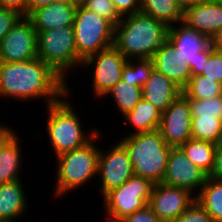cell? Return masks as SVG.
<instances>
[{
  "label": "cell",
  "instance_id": "cell-1",
  "mask_svg": "<svg viewBox=\"0 0 222 222\" xmlns=\"http://www.w3.org/2000/svg\"><path fill=\"white\" fill-rule=\"evenodd\" d=\"M68 83L38 58L25 62H0V99L33 102L31 99L42 101V98V102L48 106L69 92Z\"/></svg>",
  "mask_w": 222,
  "mask_h": 222
},
{
  "label": "cell",
  "instance_id": "cell-2",
  "mask_svg": "<svg viewBox=\"0 0 222 222\" xmlns=\"http://www.w3.org/2000/svg\"><path fill=\"white\" fill-rule=\"evenodd\" d=\"M169 27L138 12L122 17L114 27L113 46L127 59H152L167 40Z\"/></svg>",
  "mask_w": 222,
  "mask_h": 222
},
{
  "label": "cell",
  "instance_id": "cell-3",
  "mask_svg": "<svg viewBox=\"0 0 222 222\" xmlns=\"http://www.w3.org/2000/svg\"><path fill=\"white\" fill-rule=\"evenodd\" d=\"M71 89L69 86V92L62 99L45 106L47 110L45 129L48 142L55 154L54 157L83 147L100 132L99 129L93 127L89 131H85L82 118L78 112L76 113L75 105L69 98L72 95Z\"/></svg>",
  "mask_w": 222,
  "mask_h": 222
},
{
  "label": "cell",
  "instance_id": "cell-4",
  "mask_svg": "<svg viewBox=\"0 0 222 222\" xmlns=\"http://www.w3.org/2000/svg\"><path fill=\"white\" fill-rule=\"evenodd\" d=\"M100 131L90 142L83 147L62 153L55 157L56 162V181L52 191L53 198L67 196L95 180L98 173V161L100 147L98 143L103 137ZM97 142V144H96ZM96 144V145H95ZM58 165V166H57Z\"/></svg>",
  "mask_w": 222,
  "mask_h": 222
},
{
  "label": "cell",
  "instance_id": "cell-5",
  "mask_svg": "<svg viewBox=\"0 0 222 222\" xmlns=\"http://www.w3.org/2000/svg\"><path fill=\"white\" fill-rule=\"evenodd\" d=\"M122 135L119 142L129 154L135 176L153 184L162 183L172 147L166 144L159 130Z\"/></svg>",
  "mask_w": 222,
  "mask_h": 222
},
{
  "label": "cell",
  "instance_id": "cell-6",
  "mask_svg": "<svg viewBox=\"0 0 222 222\" xmlns=\"http://www.w3.org/2000/svg\"><path fill=\"white\" fill-rule=\"evenodd\" d=\"M36 44L37 58L50 65L66 81L71 72L72 75L75 72L74 76L79 74L83 60L77 53L73 26L37 31Z\"/></svg>",
  "mask_w": 222,
  "mask_h": 222
},
{
  "label": "cell",
  "instance_id": "cell-7",
  "mask_svg": "<svg viewBox=\"0 0 222 222\" xmlns=\"http://www.w3.org/2000/svg\"><path fill=\"white\" fill-rule=\"evenodd\" d=\"M114 27L110 21L79 3L73 23L78 56L84 61L91 55L113 46Z\"/></svg>",
  "mask_w": 222,
  "mask_h": 222
},
{
  "label": "cell",
  "instance_id": "cell-8",
  "mask_svg": "<svg viewBox=\"0 0 222 222\" xmlns=\"http://www.w3.org/2000/svg\"><path fill=\"white\" fill-rule=\"evenodd\" d=\"M153 186L150 180L134 175L121 186L107 192L101 197L107 222H120L135 211L146 207Z\"/></svg>",
  "mask_w": 222,
  "mask_h": 222
},
{
  "label": "cell",
  "instance_id": "cell-9",
  "mask_svg": "<svg viewBox=\"0 0 222 222\" xmlns=\"http://www.w3.org/2000/svg\"><path fill=\"white\" fill-rule=\"evenodd\" d=\"M167 40L181 61L189 65L192 76L202 75L203 65L213 51L210 38L181 22L169 27Z\"/></svg>",
  "mask_w": 222,
  "mask_h": 222
},
{
  "label": "cell",
  "instance_id": "cell-10",
  "mask_svg": "<svg viewBox=\"0 0 222 222\" xmlns=\"http://www.w3.org/2000/svg\"><path fill=\"white\" fill-rule=\"evenodd\" d=\"M126 63L127 59L114 46L101 50L83 61L81 68L92 70L91 91L94 92L95 99H105L106 93L121 80Z\"/></svg>",
  "mask_w": 222,
  "mask_h": 222
},
{
  "label": "cell",
  "instance_id": "cell-11",
  "mask_svg": "<svg viewBox=\"0 0 222 222\" xmlns=\"http://www.w3.org/2000/svg\"><path fill=\"white\" fill-rule=\"evenodd\" d=\"M113 145V146H112ZM108 150L100 148L98 173L100 193L102 197L110 190L121 186L130 177L134 176L132 161L126 148L115 142Z\"/></svg>",
  "mask_w": 222,
  "mask_h": 222
},
{
  "label": "cell",
  "instance_id": "cell-12",
  "mask_svg": "<svg viewBox=\"0 0 222 222\" xmlns=\"http://www.w3.org/2000/svg\"><path fill=\"white\" fill-rule=\"evenodd\" d=\"M37 31L22 16L0 41V62H25L37 58Z\"/></svg>",
  "mask_w": 222,
  "mask_h": 222
},
{
  "label": "cell",
  "instance_id": "cell-13",
  "mask_svg": "<svg viewBox=\"0 0 222 222\" xmlns=\"http://www.w3.org/2000/svg\"><path fill=\"white\" fill-rule=\"evenodd\" d=\"M191 106L189 99L182 93L162 112L159 132L171 147H180L192 138Z\"/></svg>",
  "mask_w": 222,
  "mask_h": 222
},
{
  "label": "cell",
  "instance_id": "cell-14",
  "mask_svg": "<svg viewBox=\"0 0 222 222\" xmlns=\"http://www.w3.org/2000/svg\"><path fill=\"white\" fill-rule=\"evenodd\" d=\"M208 175L192 163L180 147H172L162 183L190 191L197 196Z\"/></svg>",
  "mask_w": 222,
  "mask_h": 222
},
{
  "label": "cell",
  "instance_id": "cell-15",
  "mask_svg": "<svg viewBox=\"0 0 222 222\" xmlns=\"http://www.w3.org/2000/svg\"><path fill=\"white\" fill-rule=\"evenodd\" d=\"M195 200L196 196L186 189L157 183L152 188L148 206L162 222H173Z\"/></svg>",
  "mask_w": 222,
  "mask_h": 222
},
{
  "label": "cell",
  "instance_id": "cell-16",
  "mask_svg": "<svg viewBox=\"0 0 222 222\" xmlns=\"http://www.w3.org/2000/svg\"><path fill=\"white\" fill-rule=\"evenodd\" d=\"M183 23L211 38L222 29V0H203L187 8Z\"/></svg>",
  "mask_w": 222,
  "mask_h": 222
},
{
  "label": "cell",
  "instance_id": "cell-17",
  "mask_svg": "<svg viewBox=\"0 0 222 222\" xmlns=\"http://www.w3.org/2000/svg\"><path fill=\"white\" fill-rule=\"evenodd\" d=\"M77 5L71 0H59L32 10L26 17L36 31L73 26Z\"/></svg>",
  "mask_w": 222,
  "mask_h": 222
},
{
  "label": "cell",
  "instance_id": "cell-18",
  "mask_svg": "<svg viewBox=\"0 0 222 222\" xmlns=\"http://www.w3.org/2000/svg\"><path fill=\"white\" fill-rule=\"evenodd\" d=\"M154 69L164 74L182 90L187 86L192 73L188 64H184L173 45L166 40L152 57Z\"/></svg>",
  "mask_w": 222,
  "mask_h": 222
},
{
  "label": "cell",
  "instance_id": "cell-19",
  "mask_svg": "<svg viewBox=\"0 0 222 222\" xmlns=\"http://www.w3.org/2000/svg\"><path fill=\"white\" fill-rule=\"evenodd\" d=\"M22 183L23 179L0 185V221L24 220L29 202Z\"/></svg>",
  "mask_w": 222,
  "mask_h": 222
},
{
  "label": "cell",
  "instance_id": "cell-20",
  "mask_svg": "<svg viewBox=\"0 0 222 222\" xmlns=\"http://www.w3.org/2000/svg\"><path fill=\"white\" fill-rule=\"evenodd\" d=\"M183 93L182 89L156 69L142 87L143 99L164 112Z\"/></svg>",
  "mask_w": 222,
  "mask_h": 222
},
{
  "label": "cell",
  "instance_id": "cell-21",
  "mask_svg": "<svg viewBox=\"0 0 222 222\" xmlns=\"http://www.w3.org/2000/svg\"><path fill=\"white\" fill-rule=\"evenodd\" d=\"M17 132L14 131L0 147V185L23 179V147Z\"/></svg>",
  "mask_w": 222,
  "mask_h": 222
},
{
  "label": "cell",
  "instance_id": "cell-22",
  "mask_svg": "<svg viewBox=\"0 0 222 222\" xmlns=\"http://www.w3.org/2000/svg\"><path fill=\"white\" fill-rule=\"evenodd\" d=\"M161 116L162 112L158 108L142 98L130 112L123 116V123H126L125 128L130 127L132 129L125 135L157 130Z\"/></svg>",
  "mask_w": 222,
  "mask_h": 222
},
{
  "label": "cell",
  "instance_id": "cell-23",
  "mask_svg": "<svg viewBox=\"0 0 222 222\" xmlns=\"http://www.w3.org/2000/svg\"><path fill=\"white\" fill-rule=\"evenodd\" d=\"M140 12L152 16L168 27L183 22V11L175 0H141Z\"/></svg>",
  "mask_w": 222,
  "mask_h": 222
},
{
  "label": "cell",
  "instance_id": "cell-24",
  "mask_svg": "<svg viewBox=\"0 0 222 222\" xmlns=\"http://www.w3.org/2000/svg\"><path fill=\"white\" fill-rule=\"evenodd\" d=\"M217 144L209 141L189 139L180 148L188 159L209 175L214 166V152Z\"/></svg>",
  "mask_w": 222,
  "mask_h": 222
},
{
  "label": "cell",
  "instance_id": "cell-25",
  "mask_svg": "<svg viewBox=\"0 0 222 222\" xmlns=\"http://www.w3.org/2000/svg\"><path fill=\"white\" fill-rule=\"evenodd\" d=\"M112 97L116 110L122 117L130 112L138 101L143 98L142 88L122 79L105 95Z\"/></svg>",
  "mask_w": 222,
  "mask_h": 222
},
{
  "label": "cell",
  "instance_id": "cell-26",
  "mask_svg": "<svg viewBox=\"0 0 222 222\" xmlns=\"http://www.w3.org/2000/svg\"><path fill=\"white\" fill-rule=\"evenodd\" d=\"M196 200L215 222L222 220V180L207 177Z\"/></svg>",
  "mask_w": 222,
  "mask_h": 222
},
{
  "label": "cell",
  "instance_id": "cell-27",
  "mask_svg": "<svg viewBox=\"0 0 222 222\" xmlns=\"http://www.w3.org/2000/svg\"><path fill=\"white\" fill-rule=\"evenodd\" d=\"M188 99H209L222 95V85L203 75L191 76L187 86L182 90Z\"/></svg>",
  "mask_w": 222,
  "mask_h": 222
},
{
  "label": "cell",
  "instance_id": "cell-28",
  "mask_svg": "<svg viewBox=\"0 0 222 222\" xmlns=\"http://www.w3.org/2000/svg\"><path fill=\"white\" fill-rule=\"evenodd\" d=\"M192 139L219 144L222 141V120L219 118H192Z\"/></svg>",
  "mask_w": 222,
  "mask_h": 222
},
{
  "label": "cell",
  "instance_id": "cell-29",
  "mask_svg": "<svg viewBox=\"0 0 222 222\" xmlns=\"http://www.w3.org/2000/svg\"><path fill=\"white\" fill-rule=\"evenodd\" d=\"M153 70L154 63L152 59H130L123 67L121 79L142 88Z\"/></svg>",
  "mask_w": 222,
  "mask_h": 222
},
{
  "label": "cell",
  "instance_id": "cell-30",
  "mask_svg": "<svg viewBox=\"0 0 222 222\" xmlns=\"http://www.w3.org/2000/svg\"><path fill=\"white\" fill-rule=\"evenodd\" d=\"M192 118H219L222 120V95L209 99H189Z\"/></svg>",
  "mask_w": 222,
  "mask_h": 222
},
{
  "label": "cell",
  "instance_id": "cell-31",
  "mask_svg": "<svg viewBox=\"0 0 222 222\" xmlns=\"http://www.w3.org/2000/svg\"><path fill=\"white\" fill-rule=\"evenodd\" d=\"M81 4L94 11L97 15L104 17L114 26L122 20V17L117 12L112 0H83Z\"/></svg>",
  "mask_w": 222,
  "mask_h": 222
},
{
  "label": "cell",
  "instance_id": "cell-32",
  "mask_svg": "<svg viewBox=\"0 0 222 222\" xmlns=\"http://www.w3.org/2000/svg\"><path fill=\"white\" fill-rule=\"evenodd\" d=\"M173 222H215L210 214L195 200Z\"/></svg>",
  "mask_w": 222,
  "mask_h": 222
},
{
  "label": "cell",
  "instance_id": "cell-33",
  "mask_svg": "<svg viewBox=\"0 0 222 222\" xmlns=\"http://www.w3.org/2000/svg\"><path fill=\"white\" fill-rule=\"evenodd\" d=\"M202 75L222 85V52L212 51L203 65Z\"/></svg>",
  "mask_w": 222,
  "mask_h": 222
},
{
  "label": "cell",
  "instance_id": "cell-34",
  "mask_svg": "<svg viewBox=\"0 0 222 222\" xmlns=\"http://www.w3.org/2000/svg\"><path fill=\"white\" fill-rule=\"evenodd\" d=\"M22 17L18 12L0 7V41Z\"/></svg>",
  "mask_w": 222,
  "mask_h": 222
},
{
  "label": "cell",
  "instance_id": "cell-35",
  "mask_svg": "<svg viewBox=\"0 0 222 222\" xmlns=\"http://www.w3.org/2000/svg\"><path fill=\"white\" fill-rule=\"evenodd\" d=\"M120 222H162L153 210L147 205L141 210L125 217Z\"/></svg>",
  "mask_w": 222,
  "mask_h": 222
},
{
  "label": "cell",
  "instance_id": "cell-36",
  "mask_svg": "<svg viewBox=\"0 0 222 222\" xmlns=\"http://www.w3.org/2000/svg\"><path fill=\"white\" fill-rule=\"evenodd\" d=\"M121 17L140 12V0H112Z\"/></svg>",
  "mask_w": 222,
  "mask_h": 222
},
{
  "label": "cell",
  "instance_id": "cell-37",
  "mask_svg": "<svg viewBox=\"0 0 222 222\" xmlns=\"http://www.w3.org/2000/svg\"><path fill=\"white\" fill-rule=\"evenodd\" d=\"M208 177L222 180V142L216 146L214 152V166Z\"/></svg>",
  "mask_w": 222,
  "mask_h": 222
},
{
  "label": "cell",
  "instance_id": "cell-38",
  "mask_svg": "<svg viewBox=\"0 0 222 222\" xmlns=\"http://www.w3.org/2000/svg\"><path fill=\"white\" fill-rule=\"evenodd\" d=\"M0 7L14 10L22 16H27L28 0H0Z\"/></svg>",
  "mask_w": 222,
  "mask_h": 222
},
{
  "label": "cell",
  "instance_id": "cell-39",
  "mask_svg": "<svg viewBox=\"0 0 222 222\" xmlns=\"http://www.w3.org/2000/svg\"><path fill=\"white\" fill-rule=\"evenodd\" d=\"M59 0H28L27 15L39 7L49 5Z\"/></svg>",
  "mask_w": 222,
  "mask_h": 222
},
{
  "label": "cell",
  "instance_id": "cell-40",
  "mask_svg": "<svg viewBox=\"0 0 222 222\" xmlns=\"http://www.w3.org/2000/svg\"><path fill=\"white\" fill-rule=\"evenodd\" d=\"M210 43L214 51L222 52V29L210 38Z\"/></svg>",
  "mask_w": 222,
  "mask_h": 222
},
{
  "label": "cell",
  "instance_id": "cell-41",
  "mask_svg": "<svg viewBox=\"0 0 222 222\" xmlns=\"http://www.w3.org/2000/svg\"><path fill=\"white\" fill-rule=\"evenodd\" d=\"M15 130L12 129V126H8L5 124H1L0 122V147L4 143V141L14 132Z\"/></svg>",
  "mask_w": 222,
  "mask_h": 222
},
{
  "label": "cell",
  "instance_id": "cell-42",
  "mask_svg": "<svg viewBox=\"0 0 222 222\" xmlns=\"http://www.w3.org/2000/svg\"><path fill=\"white\" fill-rule=\"evenodd\" d=\"M175 1L184 12L187 8L192 7L195 4L202 2L203 0H175Z\"/></svg>",
  "mask_w": 222,
  "mask_h": 222
},
{
  "label": "cell",
  "instance_id": "cell-43",
  "mask_svg": "<svg viewBox=\"0 0 222 222\" xmlns=\"http://www.w3.org/2000/svg\"><path fill=\"white\" fill-rule=\"evenodd\" d=\"M73 2H76L77 4L81 3L83 0H71Z\"/></svg>",
  "mask_w": 222,
  "mask_h": 222
}]
</instances>
